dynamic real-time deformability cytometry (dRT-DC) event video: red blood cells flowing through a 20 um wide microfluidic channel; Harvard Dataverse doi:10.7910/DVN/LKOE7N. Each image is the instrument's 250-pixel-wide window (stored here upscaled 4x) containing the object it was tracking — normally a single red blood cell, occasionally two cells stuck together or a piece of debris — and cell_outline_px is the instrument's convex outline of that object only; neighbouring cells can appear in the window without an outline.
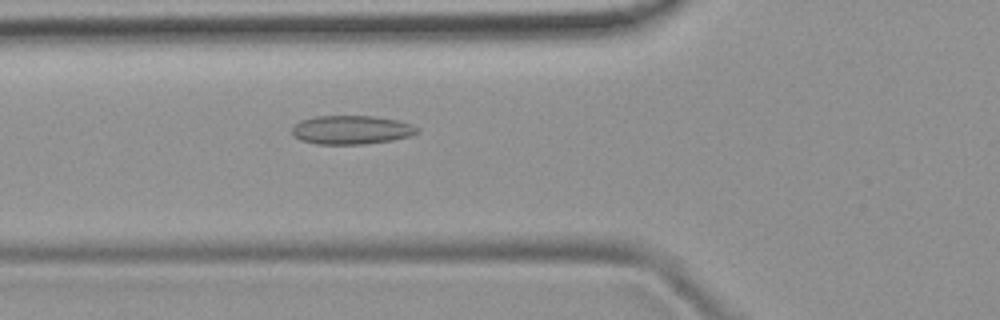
{"species": "common noctule bat (a hibernating species)", "species_latin": "Nyctalus noctula", "temperature_condition": "room temperature", "stored_images_in_passage": 50, "camera_frame_rate_fps": 3000, "um_per_image_px": 0.085, "animal": {"sex": "female", "body_mass_g": 19.9}, "frame": {"image": 1, "passage_image": 18, "time_ms": 5.667, "image_size_px": [1000, 320], "cell_outline_px": [[420, 132], [412, 136], [392, 140], [364, 144], [316, 144], [300, 140], [292, 136], [292, 128], [300, 120], [316, 116], [372, 116], [396, 120], [412, 124], [420, 128]], "centroid_in_image_um": [29.88, 11.04], "position_along_channel_um": 95.9, "area_um2": 21.15}}
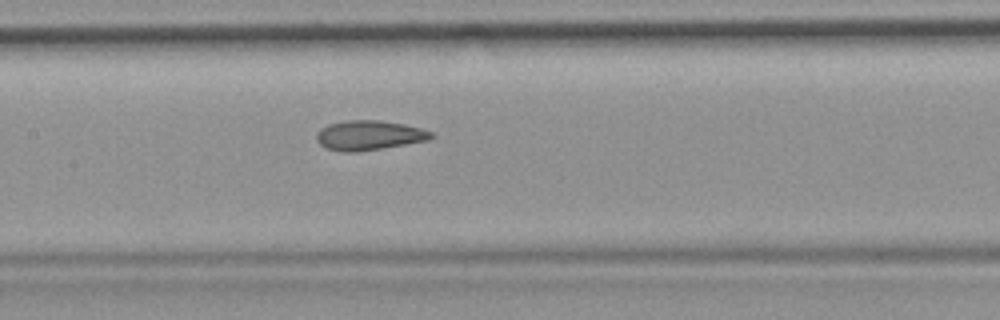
{"frame": {"image": 2, "passage_image": 24, "time_ms": 7.667, "image_size_px": [1000, 320], "cell_outline_px": [[432, 136], [428, 140], [356, 152], [340, 152], [324, 148], [316, 140], [316, 136], [320, 128], [328, 124], [348, 120], [380, 120], [404, 124], [420, 128], [432, 132]], "centroid_in_image_um": [31.31, 11.5], "position_along_channel_um": 176.1, "area_um2": 19.71}}
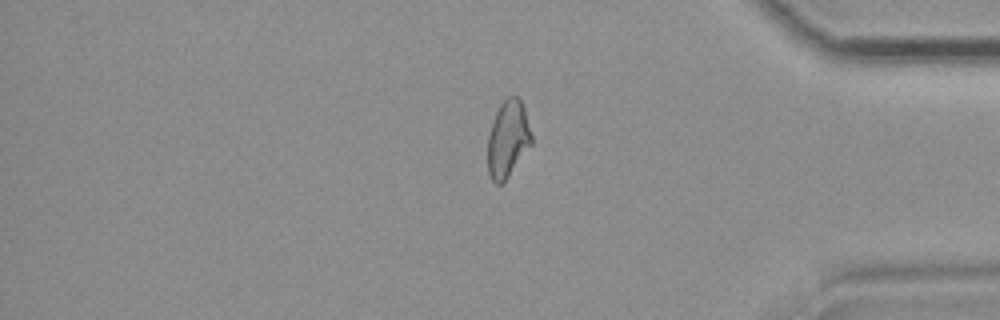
{"frame": {"image": 3, "passage_image": 42, "time_ms": 13.667, "image_size_px": [1000, 320], "cell_outline_px": [[532, 144], [508, 176], [500, 184], [496, 184], [492, 180], [488, 172], [488, 136], [496, 112], [500, 104], [508, 96], [516, 96], [524, 104], [532, 136]], "centroid_in_image_um": [43.18, 11.79], "position_along_channel_um": 392.0, "area_um2": 19.48}, "authors_computed_cell_mechanics": {"area_um2": 20.3167, "velocity_mm_per_s": 3.9905, "shape_relaxation_time_tau1_ms": null, "shape_relaxation_time_tau2_ms": 1.7254, "deformation_change_tau1": null, "deformation_change_tau2": 0.0842}}